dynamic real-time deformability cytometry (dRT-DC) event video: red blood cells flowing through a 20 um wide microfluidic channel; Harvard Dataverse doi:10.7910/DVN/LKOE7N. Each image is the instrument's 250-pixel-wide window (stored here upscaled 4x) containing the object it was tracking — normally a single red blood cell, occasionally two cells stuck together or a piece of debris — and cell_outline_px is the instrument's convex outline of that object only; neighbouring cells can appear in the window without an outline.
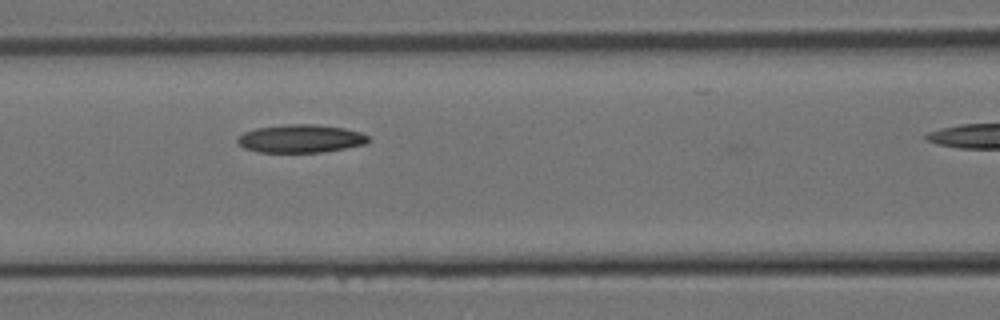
{"species": "Egyptian fruit bat (a non-hibernating species)", "species_latin": "Rousettus aegyptiacus", "temperature_condition": "room temperature", "stored_images_in_passage": 6, "segment_of_instrument_passage": [1, 2], "camera_frame_rate_fps": 3000, "um_per_image_px": 0.085, "animal": {"sex": "female"}, "frame": {"image": 1, "passage_image": 5, "time_ms": 1.333, "image_size_px": [1000, 320], "cell_outline_px": [[372, 140], [364, 144], [324, 152], [260, 152], [244, 148], [236, 140], [244, 132], [256, 128], [288, 124], [316, 124], [344, 128], [360, 132], [368, 136]], "centroid_in_image_um": [25.58, 11.78], "position_along_channel_um": 141.0, "area_um2": 21.33}}